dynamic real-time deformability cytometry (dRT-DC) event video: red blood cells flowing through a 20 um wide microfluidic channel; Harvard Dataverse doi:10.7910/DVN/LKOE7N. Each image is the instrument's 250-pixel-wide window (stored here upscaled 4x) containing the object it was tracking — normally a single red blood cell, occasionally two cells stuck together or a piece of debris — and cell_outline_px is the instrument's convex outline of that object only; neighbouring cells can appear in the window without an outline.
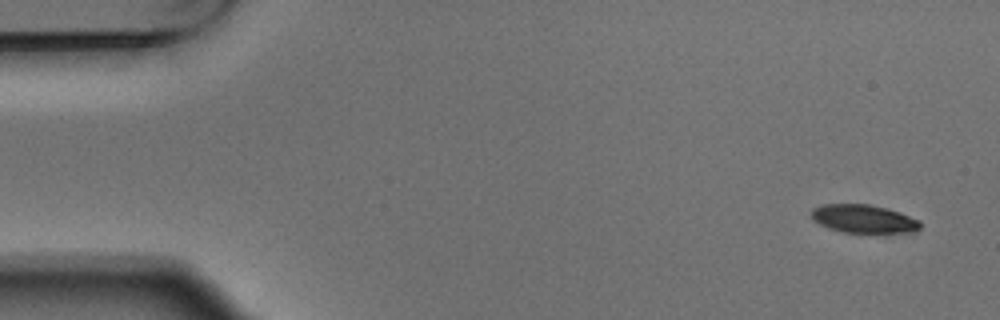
{"species": "Egyptian fruit bat (a non-hibernating species)", "species_latin": "Rousettus aegyptiacus", "temperature_condition": "warm", "stored_images_in_passage": 4, "camera_frame_rate_fps": 3000, "um_per_image_px": 0.085, "animal": {"sex": "male"}, "frame": {"image": 1, "passage_image": 1, "time_ms": 0.0, "image_size_px": [1000, 320], "cell_outline_px": [[920, 228], [912, 232], [876, 236], [844, 232], [828, 228], [812, 220], [812, 208], [820, 204], [868, 204], [888, 208], [900, 212], [920, 220]], "centroid_in_image_um": [73.45, 18.65], "position_along_channel_um": 11.5, "area_um2": 18.9}}